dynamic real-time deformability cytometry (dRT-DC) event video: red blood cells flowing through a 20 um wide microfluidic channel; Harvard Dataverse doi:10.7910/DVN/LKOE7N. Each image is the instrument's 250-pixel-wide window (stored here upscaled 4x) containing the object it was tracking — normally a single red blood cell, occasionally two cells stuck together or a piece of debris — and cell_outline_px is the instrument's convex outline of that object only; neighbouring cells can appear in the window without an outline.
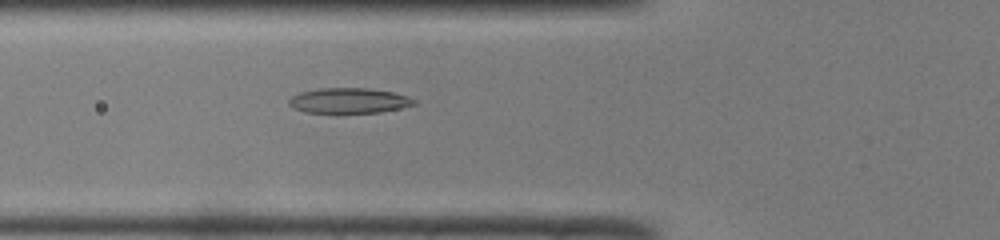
{"species": "common noctule bat (a hibernating species)", "species_latin": "Nyctalus noctula", "temperature_condition": "room temperature", "stored_images_in_passage": 34, "camera_frame_rate_fps": 3000, "um_per_image_px": 0.085, "animal": {"sex": "male", "body_mass_g": 19.0, "forearm_length_mm": 50.8}, "frame": {"image": 1, "passage_image": 3, "time_ms": 0.667, "image_size_px": [1000, 240], "cell_outline_px": [[416, 104], [400, 108], [380, 112], [304, 112], [292, 108], [288, 104], [288, 100], [292, 96], [300, 92], [320, 88], [368, 88], [392, 92], [408, 96], [416, 100]], "centroid_in_image_um": [29.64, 8.54], "position_along_channel_um": 96.2, "area_um2": 18.32}}
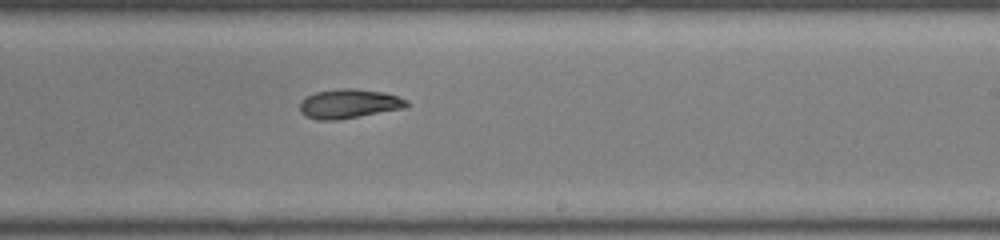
{"frame": {"image": 2, "passage_image": 15, "time_ms": 4.667, "image_size_px": [1000, 240], "cell_outline_px": [[408, 108], [336, 120], [316, 120], [304, 116], [300, 112], [300, 100], [304, 96], [316, 92], [340, 88], [352, 88], [384, 92], [408, 100]], "centroid_in_image_um": [29.64, 8.82], "position_along_channel_um": 259.4, "area_um2": 18.5}}
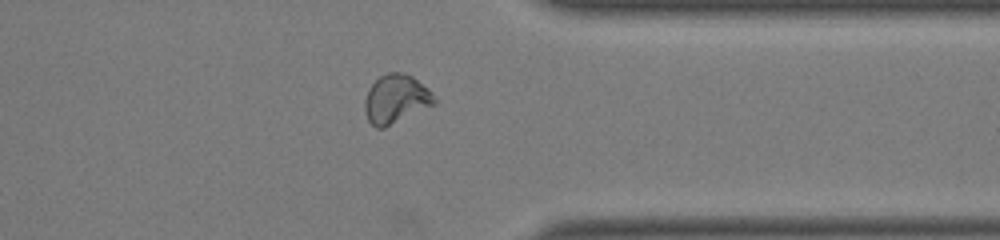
{"frame": {"image": 3, "passage_image": 24, "time_ms": 7.667, "image_size_px": [1000, 240], "cell_outline_px": [[436, 100], [432, 104], [384, 128], [376, 128], [368, 120], [364, 112], [364, 104], [368, 88], [380, 76], [388, 72], [400, 72], [412, 76], [428, 88]], "centroid_in_image_um": [33.6, 8.4], "position_along_channel_um": 377.8, "area_um2": 19.36}, "authors_computed_cell_mechanics": {"area_um2": 18.5249, "velocity_mm_per_s": 4.087, "shape_relaxation_time_tau1_ms": 4.0516, "shape_relaxation_time_tau2_ms": null, "deformation_change_tau1": 0.1246, "deformation_change_tau2": null}}